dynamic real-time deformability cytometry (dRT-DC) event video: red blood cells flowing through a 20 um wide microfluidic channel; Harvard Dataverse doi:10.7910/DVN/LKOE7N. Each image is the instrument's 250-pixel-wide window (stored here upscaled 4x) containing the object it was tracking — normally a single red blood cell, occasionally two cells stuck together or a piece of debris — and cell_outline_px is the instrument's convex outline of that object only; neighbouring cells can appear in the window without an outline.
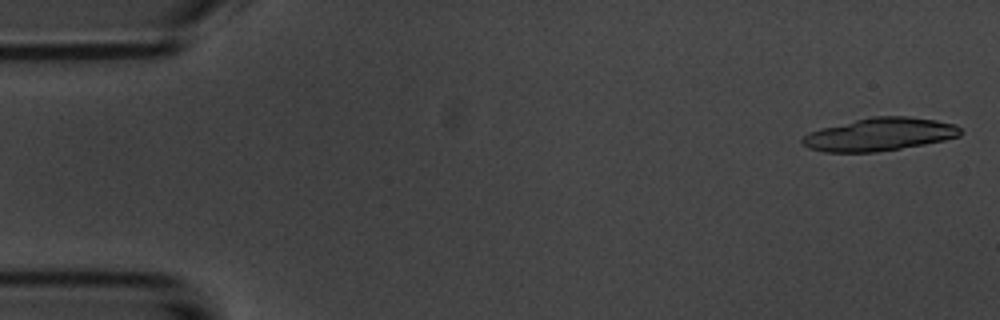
{"species": "common noctule bat (a hibernating species)", "species_latin": "Nyctalus noctula", "temperature_condition": "room temperature", "stored_images_in_passage": 5, "camera_frame_rate_fps": 3000, "um_per_image_px": 0.085, "animal": {"sex": "male", "body_mass_g": 20.1, "forearm_length_mm": 53.5}, "frame": {"image": 1, "passage_image": 1, "time_ms": 0.0, "image_size_px": [1000, 320], "cell_outline_px": [[964, 132], [960, 136], [944, 140], [924, 144], [876, 152], [824, 152], [808, 148], [800, 140], [808, 132], [820, 128], [872, 116], [908, 116], [936, 120], [956, 124]], "centroid_in_image_um": [74.77, 11.42], "position_along_channel_um": 10.2, "area_um2": 30.4}}